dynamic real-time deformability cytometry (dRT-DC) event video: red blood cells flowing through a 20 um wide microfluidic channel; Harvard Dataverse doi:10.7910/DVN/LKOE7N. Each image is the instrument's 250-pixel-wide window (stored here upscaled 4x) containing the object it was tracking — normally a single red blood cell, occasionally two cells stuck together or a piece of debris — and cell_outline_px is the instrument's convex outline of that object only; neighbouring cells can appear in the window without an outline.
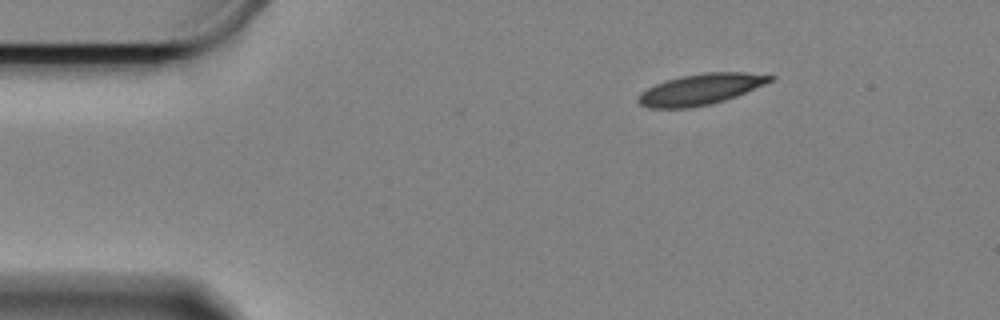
{"species": "Egyptian fruit bat (a non-hibernating species)", "species_latin": "Rousettus aegyptiacus", "temperature_condition": "cold", "stored_images_in_passage": 47, "camera_frame_rate_fps": 3000, "um_per_image_px": 0.085, "animal": {"sex": "female"}, "frame": {"image": 1, "passage_image": 1, "time_ms": 0.0, "image_size_px": [1000, 320], "cell_outline_px": [[776, 76], [772, 80], [764, 84], [736, 96], [712, 104], [692, 108], [648, 108], [640, 104], [636, 100], [640, 92], [664, 80], [680, 76], [704, 72], [744, 72]], "centroid_in_image_um": [59.51, 7.59], "position_along_channel_um": 25.5, "area_um2": 23.81}}
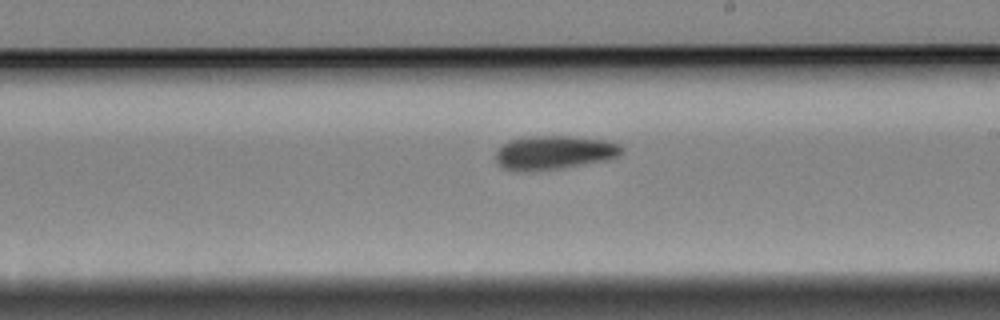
{"frame": {"image": 2, "passage_image": 26, "time_ms": 8.333, "image_size_px": [1000, 320], "cell_outline_px": [[624, 152], [616, 156], [604, 160], [560, 168], [524, 172], [516, 172], [504, 168], [496, 164], [496, 152], [508, 140], [524, 136], [568, 136], [608, 140], [620, 144], [624, 148]], "centroid_in_image_um": [47.07, 12.96], "position_along_channel_um": 241.9, "area_um2": 24.97}}
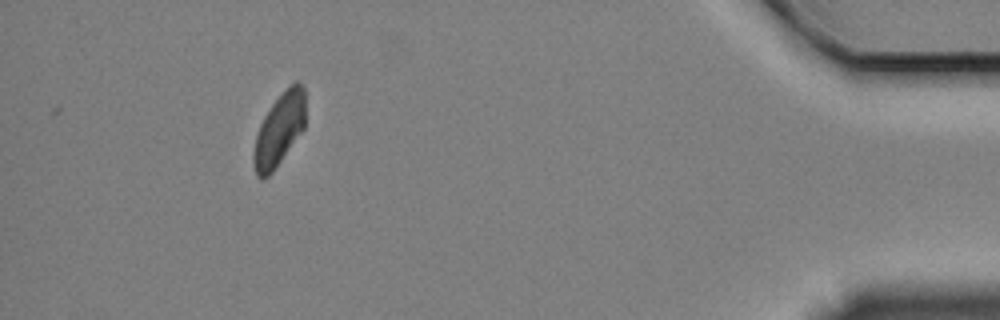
{"frame": {"image": 3, "passage_image": 47, "time_ms": 15.333, "image_size_px": [1000, 320], "cell_outline_px": [[304, 128], [272, 172], [264, 180], [260, 180], [256, 176], [252, 160], [252, 152], [256, 136], [260, 124], [264, 116], [272, 104], [296, 80], [300, 80], [304, 88]], "centroid_in_image_um": [23.7, 11.07], "position_along_channel_um": 411.5, "area_um2": 21.62}, "authors_computed_cell_mechanics": {"area_um2": 24.0448, "velocity_mm_per_s": 3.2907, "shape_relaxation_time_tau1_ms": 6.0646, "shape_relaxation_time_tau2_ms": null, "deformation_change_tau1": 0.1285, "deformation_change_tau2": null}}